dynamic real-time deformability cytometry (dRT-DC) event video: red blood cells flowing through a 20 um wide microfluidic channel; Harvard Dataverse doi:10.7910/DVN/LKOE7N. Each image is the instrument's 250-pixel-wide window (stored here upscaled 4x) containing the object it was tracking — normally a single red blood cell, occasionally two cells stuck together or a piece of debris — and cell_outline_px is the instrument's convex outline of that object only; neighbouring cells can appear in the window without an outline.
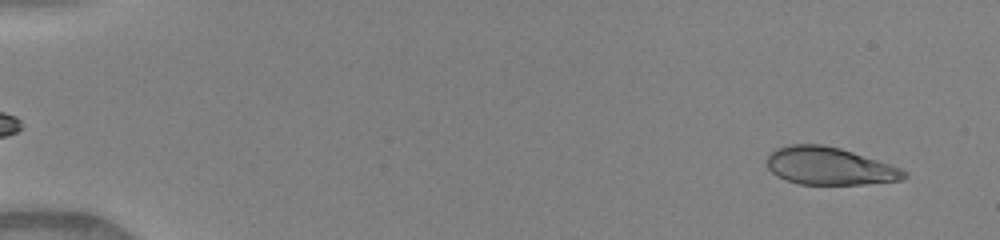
{"species": "human", "species_latin": "Homo sapiens", "temperature_condition": "warm", "stored_images_in_passage": 49, "camera_frame_rate_fps": 3000, "um_per_image_px": 0.085, "donor": {"sex": "female"}, "frame": {"image": 1, "passage_image": 3, "time_ms": 0.667, "image_size_px": [1000, 240], "cell_outline_px": [[908, 176], [900, 180], [864, 184], [800, 184], [776, 176], [768, 168], [764, 160], [776, 148], [792, 144], [824, 144], [840, 148], [900, 168], [908, 172]], "centroid_in_image_um": [70.46, 14.11], "position_along_channel_um": 14.5, "area_um2": 29.88}}
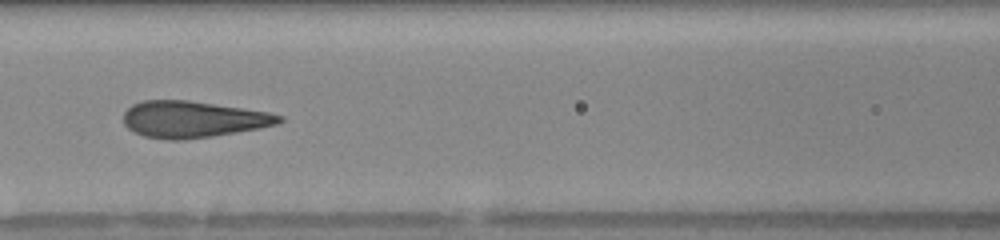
{"frame": {"image": 2, "passage_image": 23, "time_ms": 7.333, "image_size_px": [1000, 240], "cell_outline_px": [[284, 120], [276, 124], [260, 128], [212, 136], [180, 140], [168, 140], [144, 136], [128, 128], [124, 124], [124, 112], [132, 104], [144, 100], [188, 100], [268, 112], [284, 116]], "centroid_in_image_um": [16.39, 10.14], "position_along_channel_um": 150.2, "area_um2": 32.95}}
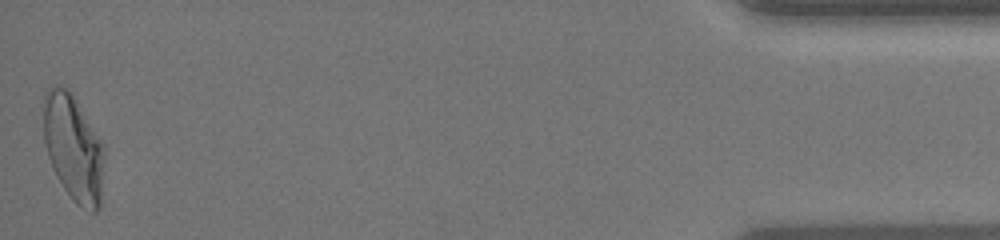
{"frame": {"image": 3, "passage_image": 49, "time_ms": 16.0, "image_size_px": [1000, 240], "cell_outline_px": [[104, 156], [100, 208], [96, 212], [92, 212], [76, 204], [72, 200], [64, 188], [48, 156], [44, 140], [44, 92], [48, 88], [68, 88], [76, 100], [100, 140], [104, 148]], "centroid_in_image_um": [6.25, 12.61], "position_along_channel_um": 429.0, "area_um2": 36.99}, "authors_computed_cell_mechanics": {"area_um2": 32.8304, "velocity_mm_per_s": 4.1274, "shape_relaxation_time_tau1_ms": 4.8466, "shape_relaxation_time_tau2_ms": null, "deformation_change_tau1": 0.2255, "deformation_change_tau2": null}}